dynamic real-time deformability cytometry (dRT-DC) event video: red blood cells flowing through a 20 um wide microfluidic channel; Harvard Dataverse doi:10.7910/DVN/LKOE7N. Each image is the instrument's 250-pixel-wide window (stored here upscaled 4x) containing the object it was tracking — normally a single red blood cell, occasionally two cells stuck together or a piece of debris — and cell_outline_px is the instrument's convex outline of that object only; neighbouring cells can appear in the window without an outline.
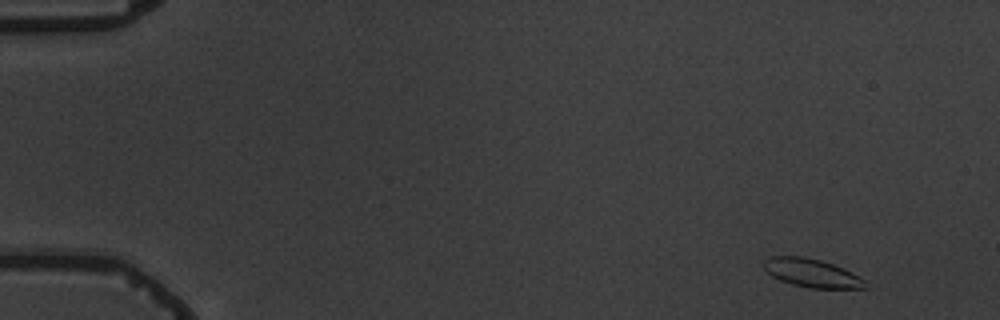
{"species": "common noctule bat (a hibernating species)", "species_latin": "Nyctalus noctula", "temperature_condition": "warm", "stored_images_in_passage": 7, "camera_frame_rate_fps": 3000, "um_per_image_px": 0.085, "animal": {"sex": "male", "body_mass_g": 19.5, "forearm_length_mm": 54.6}, "frame": {"image": 1, "passage_image": 1, "time_ms": 0.0, "image_size_px": [1000, 320], "cell_outline_px": [[872, 288], [808, 288], [792, 284], [780, 280], [772, 276], [760, 264], [764, 260], [772, 256], [804, 256], [820, 260], [832, 264], [852, 272], [868, 280]], "centroid_in_image_um": [69.06, 23.22], "position_along_channel_um": 15.9, "area_um2": 17.11}}
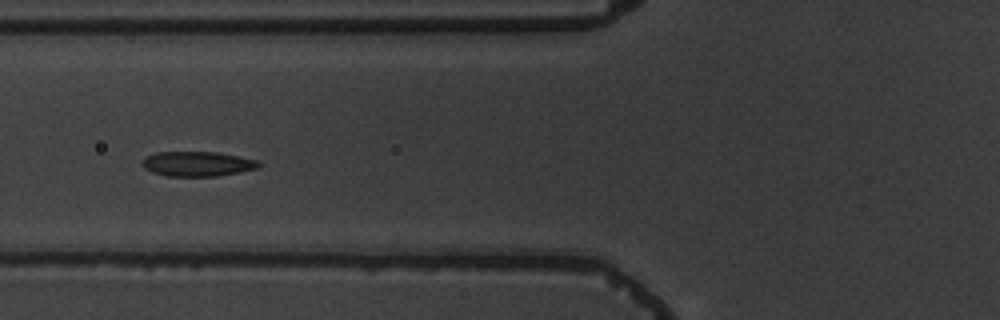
{"frame": {"image": 2, "passage_image": 6, "time_ms": 6.0, "image_size_px": [1000, 320], "cell_outline_px": [[260, 168], [220, 176], [168, 176], [152, 172], [144, 168], [140, 164], [148, 156], [156, 152], [216, 152], [256, 160], [260, 164]], "centroid_in_image_um": [16.78, 13.94], "position_along_channel_um": 109.0, "area_um2": 16.76}}
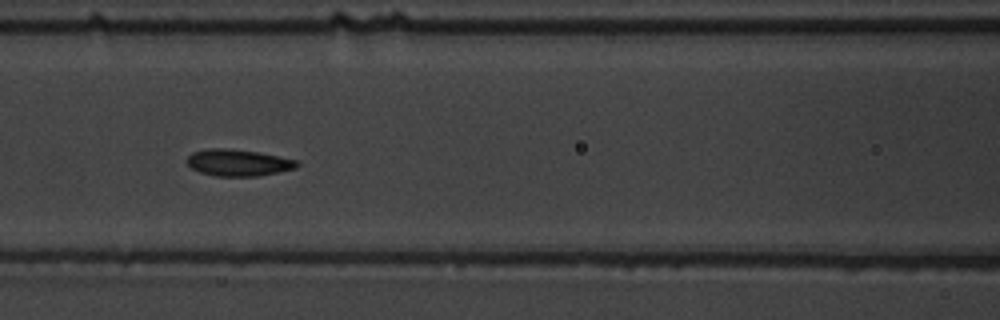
{"frame": {"image": 3, "passage_image": 7, "time_ms": 7.0, "image_size_px": [1000, 320], "cell_outline_px": [[300, 164], [296, 168], [256, 176], [216, 176], [200, 172], [192, 168], [188, 164], [188, 156], [192, 152], [208, 148], [228, 148], [256, 152], [296, 160]], "centroid_in_image_um": [20.22, 13.82], "position_along_channel_um": 146.4, "area_um2": 16.82}}